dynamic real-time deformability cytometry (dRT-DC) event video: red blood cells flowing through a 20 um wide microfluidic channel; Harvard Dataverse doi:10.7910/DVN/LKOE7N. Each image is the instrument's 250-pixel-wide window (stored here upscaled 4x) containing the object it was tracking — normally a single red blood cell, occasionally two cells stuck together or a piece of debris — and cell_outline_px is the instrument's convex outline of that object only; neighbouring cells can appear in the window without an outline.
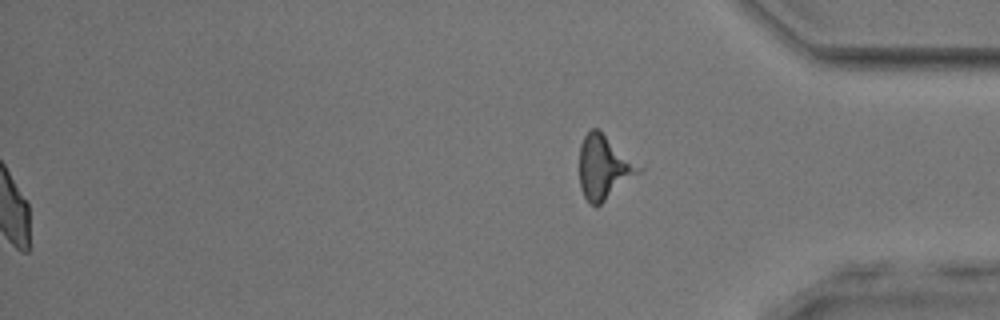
{"species": "common noctule bat (a hibernating species)", "species_latin": "Nyctalus noctula", "temperature_condition": "room temperature", "stored_images_in_passage": 44, "segment_of_instrument_passage": [2, 2], "camera_frame_rate_fps": 3000, "um_per_image_px": 0.085, "animal": {"sex": "male", "body_mass_g": 17.9, "forearm_length_mm": 54.2}, "frame": {"image": 1, "passage_image": 44, "time_ms": 14.333, "image_size_px": [1000, 320], "cell_outline_px": [[644, 168], [640, 172], [596, 208], [584, 196], [580, 188], [580, 144], [584, 136], [592, 128], [600, 128]], "centroid_in_image_um": [51.35, 14.18], "position_along_channel_um": 383.9, "area_um2": 22.25}}